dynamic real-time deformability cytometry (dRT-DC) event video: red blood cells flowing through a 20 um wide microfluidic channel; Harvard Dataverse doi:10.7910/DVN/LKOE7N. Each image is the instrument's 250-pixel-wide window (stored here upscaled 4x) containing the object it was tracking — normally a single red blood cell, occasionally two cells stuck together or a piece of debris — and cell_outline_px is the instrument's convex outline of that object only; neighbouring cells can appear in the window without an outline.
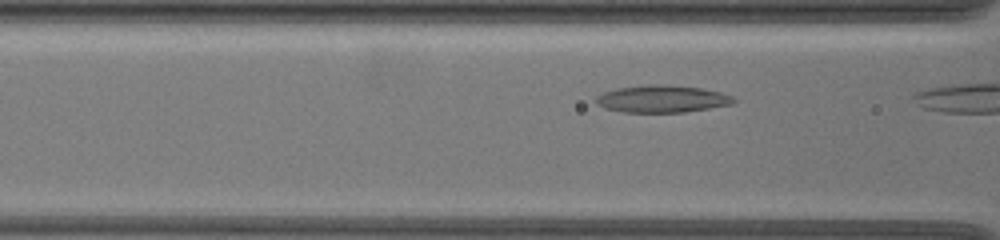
{"species": "common noctule bat (a hibernating species)", "species_latin": "Nyctalus noctula", "temperature_condition": "warm", "stored_images_in_passage": 5, "camera_frame_rate_fps": 3000, "um_per_image_px": 0.085, "animal": {"sex": "female", "body_mass_g": 19.5, "forearm_length_mm": 54.1}, "frame": {"image": 1, "passage_image": 4, "time_ms": 1.0, "image_size_px": [1000, 240], "cell_outline_px": [[736, 100], [732, 104], [684, 112], [624, 112], [604, 108], [596, 104], [596, 96], [604, 92], [616, 88], [648, 84], [664, 84], [700, 88], [720, 92], [732, 96]], "centroid_in_image_um": [56.24, 8.4], "position_along_channel_um": 110.4, "area_um2": 21.79}}